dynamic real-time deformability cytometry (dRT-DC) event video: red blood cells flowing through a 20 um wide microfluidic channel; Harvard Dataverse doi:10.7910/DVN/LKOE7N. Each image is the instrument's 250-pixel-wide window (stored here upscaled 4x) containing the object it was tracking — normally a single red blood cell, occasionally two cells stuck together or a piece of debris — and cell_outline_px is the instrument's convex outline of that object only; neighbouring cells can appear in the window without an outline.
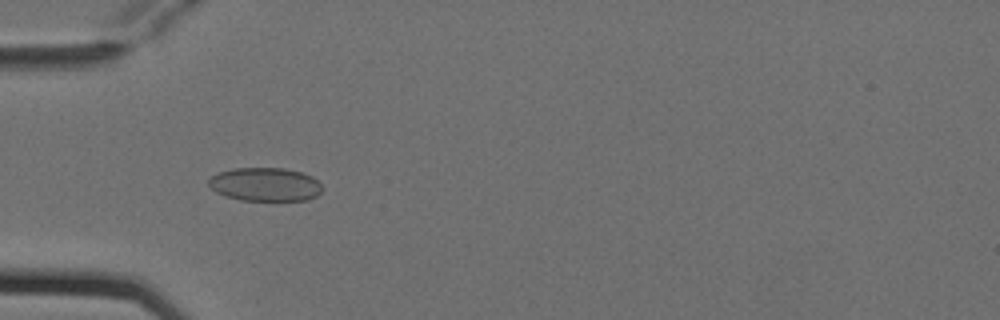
{"species": "Egyptian fruit bat (a non-hibernating species)", "species_latin": "Rousettus aegyptiacus", "temperature_condition": "cold", "stored_images_in_passage": 7, "camera_frame_rate_fps": 3000, "um_per_image_px": 0.085, "animal": {"sex": "female"}, "frame": {"image": 1, "passage_image": 5, "time_ms": 1.333, "image_size_px": [1000, 320], "cell_outline_px": [[320, 192], [316, 196], [308, 200], [240, 200], [224, 196], [216, 192], [208, 184], [208, 180], [212, 176], [220, 172], [232, 168], [284, 168], [300, 172], [312, 176], [320, 184]], "centroid_in_image_um": [22.51, 15.67], "position_along_channel_um": 62.5, "area_um2": 22.08}}
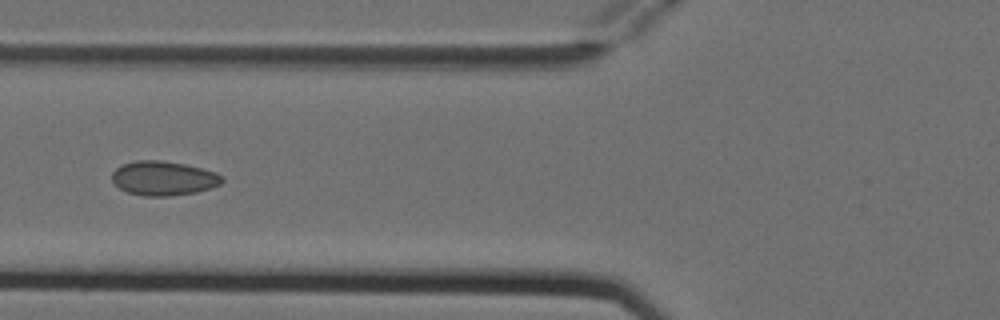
{"frame": {"image": 2, "passage_image": 6, "time_ms": 1.667, "image_size_px": [1000, 320], "cell_outline_px": [[224, 180], [220, 184], [212, 188], [196, 192], [168, 196], [144, 196], [128, 192], [120, 188], [112, 180], [112, 172], [116, 168], [124, 164], [136, 160], [160, 160], [184, 164], [216, 172], [224, 176]], "centroid_in_image_um": [13.92, 15.15], "position_along_channel_um": 111.9, "area_um2": 21.96}}
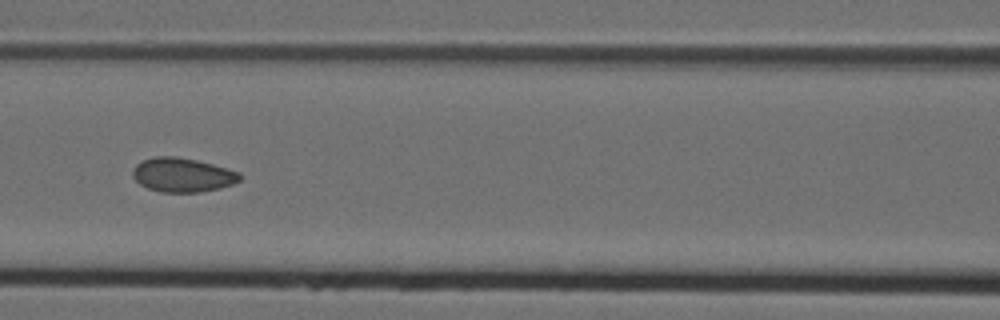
{"frame": {"image": 3, "passage_image": 7, "time_ms": 2.0, "image_size_px": [1000, 320], "cell_outline_px": [[240, 180], [232, 184], [220, 188], [200, 192], [160, 192], [148, 188], [140, 184], [132, 176], [132, 168], [136, 164], [144, 160], [156, 156], [176, 156], [196, 160], [228, 168], [240, 172]], "centroid_in_image_um": [15.5, 14.87], "position_along_channel_um": 151.1, "area_um2": 21.33}}